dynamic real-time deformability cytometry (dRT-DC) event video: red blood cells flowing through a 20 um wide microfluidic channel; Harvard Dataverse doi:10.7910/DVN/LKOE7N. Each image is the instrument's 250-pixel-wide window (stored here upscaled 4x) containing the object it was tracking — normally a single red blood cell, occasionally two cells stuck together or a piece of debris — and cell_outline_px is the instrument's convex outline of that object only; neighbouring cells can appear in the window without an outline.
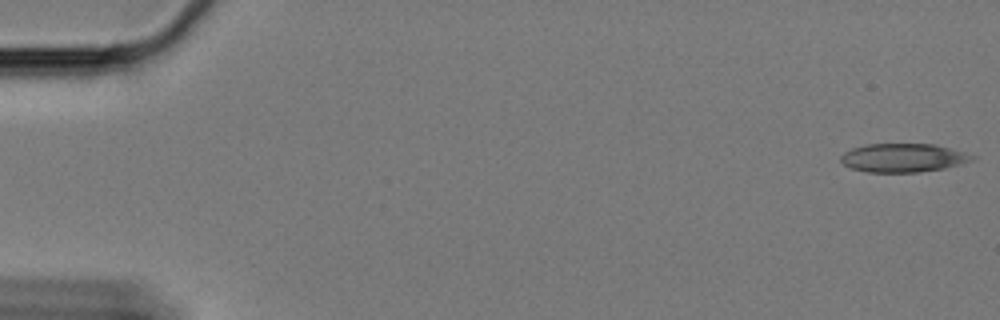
{"species": "Egyptian fruit bat (a non-hibernating species)", "species_latin": "Rousettus aegyptiacus", "temperature_condition": "cold", "stored_images_in_passage": 60, "camera_frame_rate_fps": 3000, "um_per_image_px": 0.085, "animal": {"sex": "female"}, "frame": {"image": 1, "passage_image": 1, "time_ms": 0.0, "image_size_px": [1000, 320], "cell_outline_px": [[976, 156], [972, 160], [960, 164], [944, 168], [920, 172], [868, 172], [852, 168], [844, 164], [840, 160], [840, 156], [844, 152], [852, 148], [864, 144], [936, 144], [964, 152]], "centroid_in_image_um": [76.76, 13.41], "position_along_channel_um": 8.2, "area_um2": 21.85}}
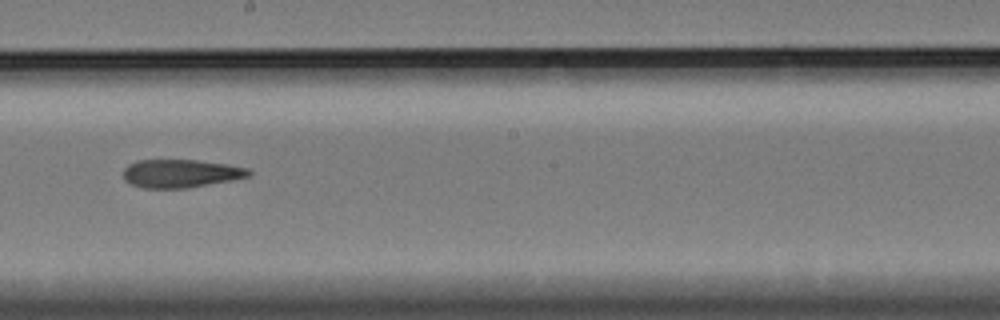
{"frame": {"image": 2, "passage_image": 34, "time_ms": 11.0, "image_size_px": [1000, 320], "cell_outline_px": [[252, 176], [232, 180], [188, 188], [144, 188], [132, 184], [124, 180], [124, 168], [128, 164], [136, 160], [196, 160], [224, 164], [248, 168], [252, 172]], "centroid_in_image_um": [15.37, 14.75], "position_along_channel_um": 232.8, "area_um2": 20.63}}
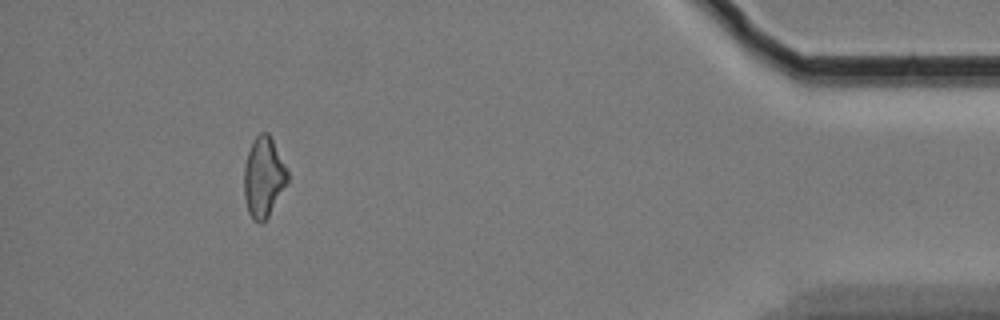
{"frame": {"image": 3, "passage_image": 55, "time_ms": 18.0, "image_size_px": [1000, 320], "cell_outline_px": [[288, 184], [268, 216], [260, 224], [252, 220], [248, 212], [244, 196], [244, 164], [252, 140], [260, 132], [268, 132], [288, 168]], "centroid_in_image_um": [22.41, 15.05], "position_along_channel_um": 412.8, "area_um2": 20.63}, "authors_computed_cell_mechanics": {"area_um2": 21.5305, "velocity_mm_per_s": 3.3487, "shape_relaxation_time_tau1_ms": null, "shape_relaxation_time_tau2_ms": 8.8978, "deformation_change_tau1": null, "deformation_change_tau2": 0.2116}}